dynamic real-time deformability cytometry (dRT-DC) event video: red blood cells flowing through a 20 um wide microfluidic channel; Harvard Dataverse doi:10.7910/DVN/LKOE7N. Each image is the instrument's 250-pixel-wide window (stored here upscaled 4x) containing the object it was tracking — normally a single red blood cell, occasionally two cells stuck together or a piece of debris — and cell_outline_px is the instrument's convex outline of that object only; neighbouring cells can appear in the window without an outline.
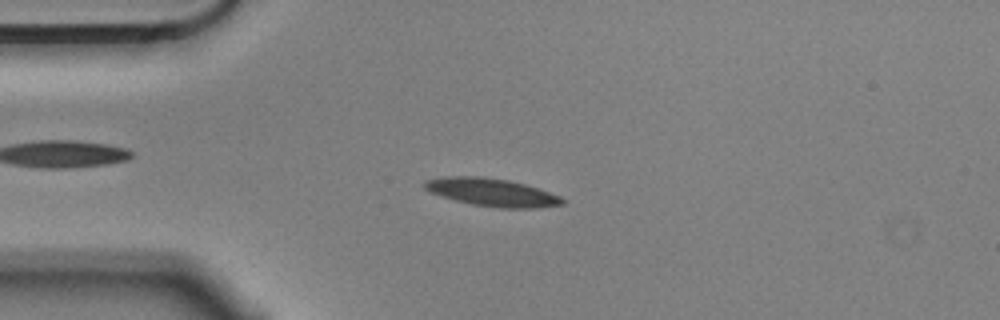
{"species": "Egyptian fruit bat (a non-hibernating species)", "species_latin": "Rousettus aegyptiacus", "temperature_condition": "cold", "stored_images_in_passage": 56, "camera_frame_rate_fps": 3000, "um_per_image_px": 0.085, "animal": {"sex": "male"}, "frame": {"image": 1, "passage_image": 13, "time_ms": 4.0, "image_size_px": [1000, 320], "cell_outline_px": [[564, 204], [540, 208], [500, 208], [472, 204], [440, 196], [424, 188], [424, 180], [444, 176], [480, 176], [508, 180], [524, 184], [560, 196], [564, 200]], "centroid_in_image_um": [41.79, 16.34], "position_along_channel_um": 43.2, "area_um2": 22.25}}
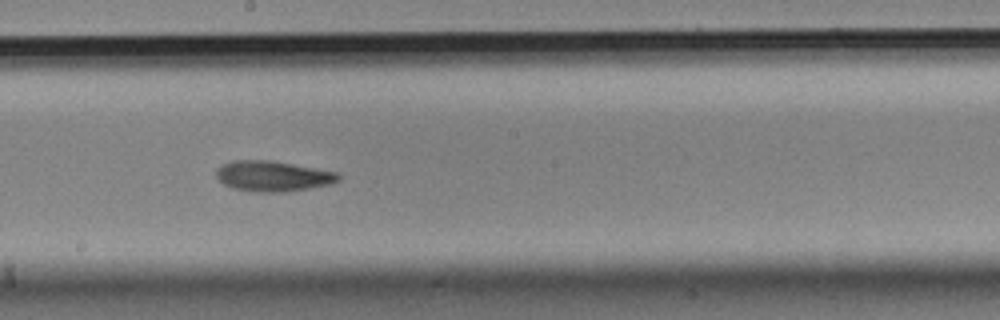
{"frame": {"image": 2, "passage_image": 30, "time_ms": 9.667, "image_size_px": [1000, 320], "cell_outline_px": [[340, 180], [332, 184], [288, 192], [260, 192], [232, 188], [224, 184], [216, 176], [216, 172], [224, 164], [232, 160], [268, 160], [316, 168], [336, 172], [340, 176]], "centroid_in_image_um": [23.22, 14.98], "position_along_channel_um": 225.0, "area_um2": 21.56}}
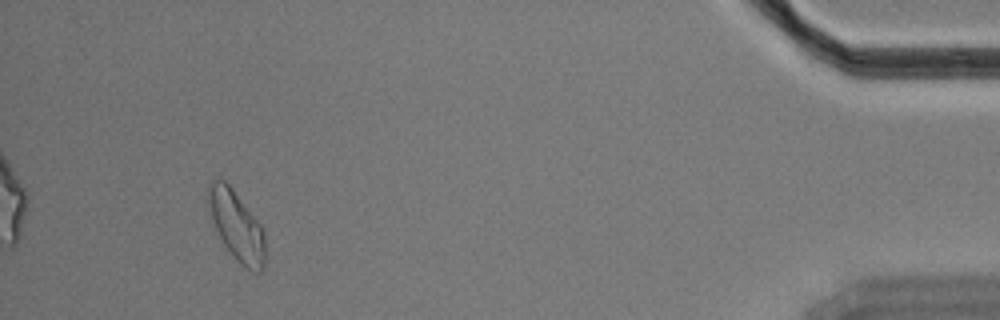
{"frame": {"image": 3, "passage_image": 52, "time_ms": 17.0, "image_size_px": [1000, 320], "cell_outline_px": [[264, 268], [260, 272], [252, 272], [244, 268], [236, 260], [224, 244], [208, 220], [208, 180], [224, 180], [232, 188], [264, 228]], "centroid_in_image_um": [20.07, 19.19], "position_along_channel_um": 415.1, "area_um2": 23.52}, "authors_computed_cell_mechanics": {"area_um2": 21.2993, "velocity_mm_per_s": 3.5347, "shape_relaxation_time_tau1_ms": 7.0373, "shape_relaxation_time_tau2_ms": null, "deformation_change_tau1": 0.1625, "deformation_change_tau2": null}}